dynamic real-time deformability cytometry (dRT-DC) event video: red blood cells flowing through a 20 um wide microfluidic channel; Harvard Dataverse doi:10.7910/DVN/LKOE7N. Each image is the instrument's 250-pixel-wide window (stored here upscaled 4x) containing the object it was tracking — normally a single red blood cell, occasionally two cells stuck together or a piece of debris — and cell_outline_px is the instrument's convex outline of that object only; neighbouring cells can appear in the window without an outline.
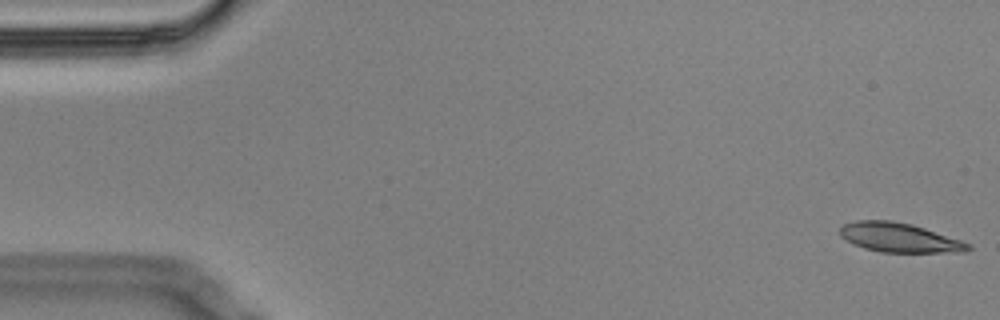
{"species": "Egyptian fruit bat (a non-hibernating species)", "species_latin": "Rousettus aegyptiacus", "temperature_condition": "cold", "stored_images_in_passage": 57, "camera_frame_rate_fps": 3000, "um_per_image_px": 0.085, "animal": {"sex": "male"}, "frame": {"image": 1, "passage_image": 1, "time_ms": 0.0, "image_size_px": [1000, 320], "cell_outline_px": [[972, 248], [964, 252], [880, 252], [864, 248], [840, 236], [840, 228], [844, 224], [856, 220], [888, 220], [912, 224], [972, 244]], "centroid_in_image_um": [76.46, 20.19], "position_along_channel_um": 8.5, "area_um2": 21.68}}
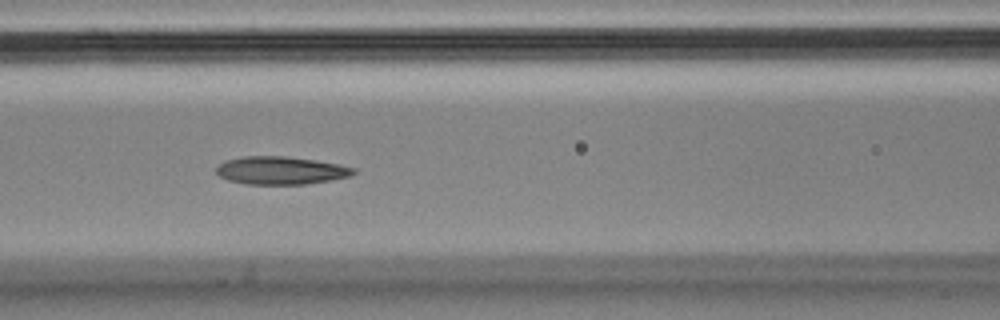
{"frame": {"image": 2, "passage_image": 24, "time_ms": 7.667, "image_size_px": [1000, 320], "cell_outline_px": [[356, 172], [352, 176], [332, 180], [304, 184], [244, 184], [228, 180], [220, 176], [216, 172], [216, 164], [224, 160], [244, 156], [284, 156], [316, 160], [356, 168]], "centroid_in_image_um": [23.84, 14.48], "position_along_channel_um": 142.8, "area_um2": 22.48}}
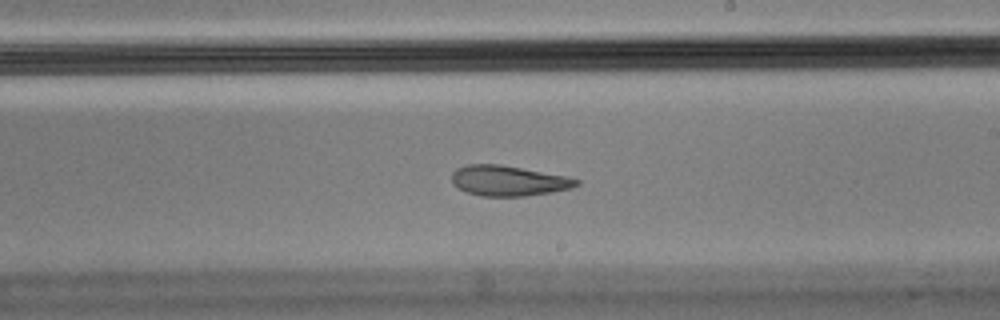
{"frame": {"image": 3, "passage_image": 33, "time_ms": 10.667, "image_size_px": [1000, 320], "cell_outline_px": [[580, 184], [572, 188], [524, 196], [480, 196], [468, 192], [452, 184], [452, 172], [456, 168], [468, 164], [500, 164], [568, 176], [580, 180]], "centroid_in_image_um": [43.22, 15.35], "position_along_channel_um": 245.8, "area_um2": 22.02}, "authors_computed_cell_mechanics": {"area_um2": 22.7732, "velocity_mm_per_s": 3.4453, "shape_relaxation_time_tau1_ms": null, "shape_relaxation_time_tau2_ms": 3.9508, "deformation_change_tau1": null, "deformation_change_tau2": 0.1195}}